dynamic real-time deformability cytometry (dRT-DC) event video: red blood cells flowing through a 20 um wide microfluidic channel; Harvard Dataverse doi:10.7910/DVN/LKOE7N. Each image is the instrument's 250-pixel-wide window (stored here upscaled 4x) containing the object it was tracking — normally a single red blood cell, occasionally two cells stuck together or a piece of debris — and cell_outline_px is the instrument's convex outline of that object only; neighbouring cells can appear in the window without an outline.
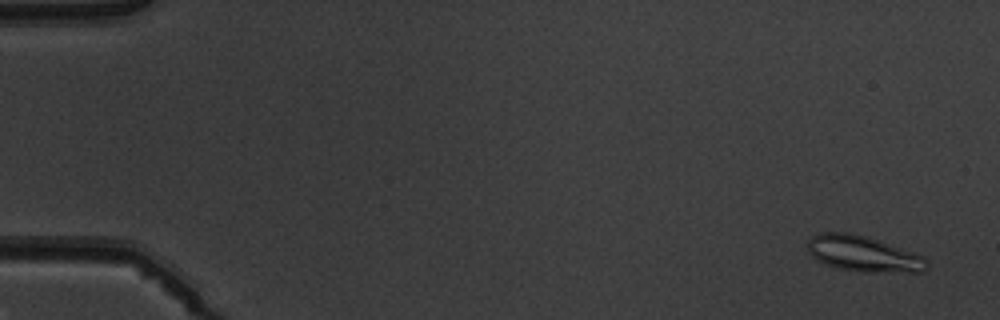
{"species": "common noctule bat (a hibernating species)", "species_latin": "Nyctalus noctula", "temperature_condition": "warm", "stored_images_in_passage": 5, "camera_frame_rate_fps": 3000, "um_per_image_px": 0.085, "animal": {"sex": "male", "body_mass_g": 19.5, "forearm_length_mm": 54.6}, "frame": {"image": 1, "passage_image": 1, "time_ms": 0.0, "image_size_px": [1000, 320], "cell_outline_px": [[928, 268], [924, 272], [860, 272], [840, 268], [816, 260], [808, 252], [808, 240], [812, 236], [820, 232], [848, 232], [864, 236], [924, 256], [928, 264]], "centroid_in_image_um": [73.38, 21.58], "position_along_channel_um": 11.6, "area_um2": 24.62}}
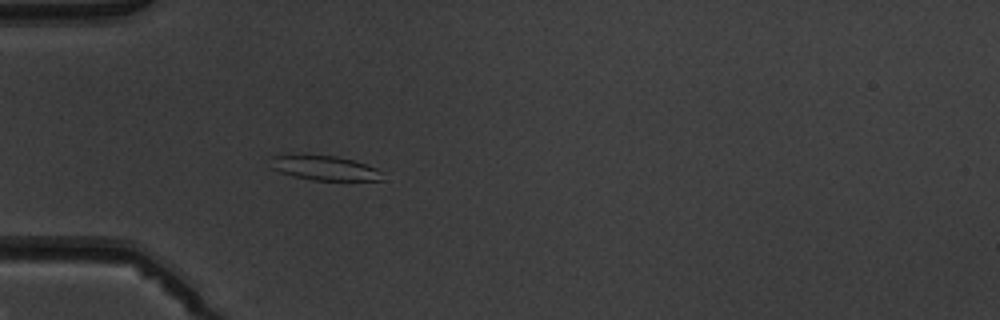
{"frame": {"image": 2, "passage_image": 5, "time_ms": 4.667, "image_size_px": [1000, 320], "cell_outline_px": [[384, 180], [312, 180], [292, 176], [280, 172], [272, 168], [272, 156], [336, 156], [352, 160], [376, 168], [380, 172]], "centroid_in_image_um": [27.62, 14.3], "position_along_channel_um": 57.4, "area_um2": 15.43}}